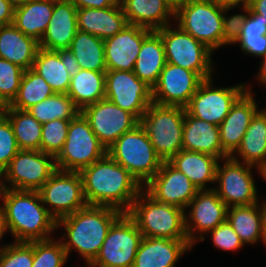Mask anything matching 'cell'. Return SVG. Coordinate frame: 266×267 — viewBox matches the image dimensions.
<instances>
[{"label":"cell","mask_w":266,"mask_h":267,"mask_svg":"<svg viewBox=\"0 0 266 267\" xmlns=\"http://www.w3.org/2000/svg\"><path fill=\"white\" fill-rule=\"evenodd\" d=\"M87 205L108 206L127 213L143 186L108 154L80 171Z\"/></svg>","instance_id":"6da1fadb"},{"label":"cell","mask_w":266,"mask_h":267,"mask_svg":"<svg viewBox=\"0 0 266 267\" xmlns=\"http://www.w3.org/2000/svg\"><path fill=\"white\" fill-rule=\"evenodd\" d=\"M0 199L14 242L50 239L57 229V220L43 205L38 191L0 188Z\"/></svg>","instance_id":"7a4b0ae2"},{"label":"cell","mask_w":266,"mask_h":267,"mask_svg":"<svg viewBox=\"0 0 266 267\" xmlns=\"http://www.w3.org/2000/svg\"><path fill=\"white\" fill-rule=\"evenodd\" d=\"M122 214L108 206L86 207L57 220V229L64 226L63 247L67 256L73 248L89 265L98 255L113 222Z\"/></svg>","instance_id":"3957f363"},{"label":"cell","mask_w":266,"mask_h":267,"mask_svg":"<svg viewBox=\"0 0 266 267\" xmlns=\"http://www.w3.org/2000/svg\"><path fill=\"white\" fill-rule=\"evenodd\" d=\"M227 11L210 0H183L174 18L183 31L215 51L231 43L232 16Z\"/></svg>","instance_id":"277c9868"},{"label":"cell","mask_w":266,"mask_h":267,"mask_svg":"<svg viewBox=\"0 0 266 267\" xmlns=\"http://www.w3.org/2000/svg\"><path fill=\"white\" fill-rule=\"evenodd\" d=\"M127 214L133 219L143 237L188 240L185 210L156 201L144 189L137 195Z\"/></svg>","instance_id":"5b68a950"},{"label":"cell","mask_w":266,"mask_h":267,"mask_svg":"<svg viewBox=\"0 0 266 267\" xmlns=\"http://www.w3.org/2000/svg\"><path fill=\"white\" fill-rule=\"evenodd\" d=\"M107 154L128 170L142 186L156 175L163 163L141 124L121 135L107 149Z\"/></svg>","instance_id":"8992f818"},{"label":"cell","mask_w":266,"mask_h":267,"mask_svg":"<svg viewBox=\"0 0 266 267\" xmlns=\"http://www.w3.org/2000/svg\"><path fill=\"white\" fill-rule=\"evenodd\" d=\"M186 109L151 103L140 120L156 153L168 161L183 149V124Z\"/></svg>","instance_id":"52a82bcc"},{"label":"cell","mask_w":266,"mask_h":267,"mask_svg":"<svg viewBox=\"0 0 266 267\" xmlns=\"http://www.w3.org/2000/svg\"><path fill=\"white\" fill-rule=\"evenodd\" d=\"M106 154L107 149L101 144L88 120L80 112L70 120L66 142L55 157V164L61 171L80 172Z\"/></svg>","instance_id":"ba28073f"},{"label":"cell","mask_w":266,"mask_h":267,"mask_svg":"<svg viewBox=\"0 0 266 267\" xmlns=\"http://www.w3.org/2000/svg\"><path fill=\"white\" fill-rule=\"evenodd\" d=\"M155 30L163 41L166 62L196 72L203 80L212 78V50L178 25Z\"/></svg>","instance_id":"9c48e42d"},{"label":"cell","mask_w":266,"mask_h":267,"mask_svg":"<svg viewBox=\"0 0 266 267\" xmlns=\"http://www.w3.org/2000/svg\"><path fill=\"white\" fill-rule=\"evenodd\" d=\"M142 239L133 219L122 213L109 228L98 255L88 267H133Z\"/></svg>","instance_id":"30bf717a"},{"label":"cell","mask_w":266,"mask_h":267,"mask_svg":"<svg viewBox=\"0 0 266 267\" xmlns=\"http://www.w3.org/2000/svg\"><path fill=\"white\" fill-rule=\"evenodd\" d=\"M56 170L53 155L41 150H19L0 175V188L38 191Z\"/></svg>","instance_id":"8fae6325"},{"label":"cell","mask_w":266,"mask_h":267,"mask_svg":"<svg viewBox=\"0 0 266 267\" xmlns=\"http://www.w3.org/2000/svg\"><path fill=\"white\" fill-rule=\"evenodd\" d=\"M38 193L43 205L50 206L48 212L56 220L87 206L80 172L57 169Z\"/></svg>","instance_id":"7c38bea8"},{"label":"cell","mask_w":266,"mask_h":267,"mask_svg":"<svg viewBox=\"0 0 266 267\" xmlns=\"http://www.w3.org/2000/svg\"><path fill=\"white\" fill-rule=\"evenodd\" d=\"M237 155L224 159L223 165L218 163L216 178L219 187L213 188L220 199L227 205L248 206L258 202L257 189L252 176L255 166L242 163Z\"/></svg>","instance_id":"4fadbf2b"},{"label":"cell","mask_w":266,"mask_h":267,"mask_svg":"<svg viewBox=\"0 0 266 267\" xmlns=\"http://www.w3.org/2000/svg\"><path fill=\"white\" fill-rule=\"evenodd\" d=\"M213 87V78L204 80L185 109L191 116L219 126L231 107L247 91V85Z\"/></svg>","instance_id":"5bb4252c"},{"label":"cell","mask_w":266,"mask_h":267,"mask_svg":"<svg viewBox=\"0 0 266 267\" xmlns=\"http://www.w3.org/2000/svg\"><path fill=\"white\" fill-rule=\"evenodd\" d=\"M105 98L139 120L153 103L152 88L141 81L133 71L107 70Z\"/></svg>","instance_id":"9a60e30c"},{"label":"cell","mask_w":266,"mask_h":267,"mask_svg":"<svg viewBox=\"0 0 266 267\" xmlns=\"http://www.w3.org/2000/svg\"><path fill=\"white\" fill-rule=\"evenodd\" d=\"M81 113L106 149L125 132L140 124V120L134 114L121 109L106 98L87 105Z\"/></svg>","instance_id":"2e32d148"},{"label":"cell","mask_w":266,"mask_h":267,"mask_svg":"<svg viewBox=\"0 0 266 267\" xmlns=\"http://www.w3.org/2000/svg\"><path fill=\"white\" fill-rule=\"evenodd\" d=\"M213 188L198 190L186 207V210L191 208L188 216L185 214V230L192 245L198 239L204 241V233L226 221L228 207ZM195 233H199L200 238Z\"/></svg>","instance_id":"e0dca14e"},{"label":"cell","mask_w":266,"mask_h":267,"mask_svg":"<svg viewBox=\"0 0 266 267\" xmlns=\"http://www.w3.org/2000/svg\"><path fill=\"white\" fill-rule=\"evenodd\" d=\"M203 81L196 72L166 63L152 88L153 103L185 108Z\"/></svg>","instance_id":"ac0fdd59"},{"label":"cell","mask_w":266,"mask_h":267,"mask_svg":"<svg viewBox=\"0 0 266 267\" xmlns=\"http://www.w3.org/2000/svg\"><path fill=\"white\" fill-rule=\"evenodd\" d=\"M143 189L156 201L185 211L199 190L185 174L174 168L168 161H163L159 171L144 185Z\"/></svg>","instance_id":"d6986e66"},{"label":"cell","mask_w":266,"mask_h":267,"mask_svg":"<svg viewBox=\"0 0 266 267\" xmlns=\"http://www.w3.org/2000/svg\"><path fill=\"white\" fill-rule=\"evenodd\" d=\"M153 30L127 24L113 37L104 40L107 70L134 71L143 40Z\"/></svg>","instance_id":"ffe728a7"},{"label":"cell","mask_w":266,"mask_h":267,"mask_svg":"<svg viewBox=\"0 0 266 267\" xmlns=\"http://www.w3.org/2000/svg\"><path fill=\"white\" fill-rule=\"evenodd\" d=\"M258 110L252 91L247 87V91L235 102L219 125L220 142L228 157L239 148L250 121Z\"/></svg>","instance_id":"44dd1931"},{"label":"cell","mask_w":266,"mask_h":267,"mask_svg":"<svg viewBox=\"0 0 266 267\" xmlns=\"http://www.w3.org/2000/svg\"><path fill=\"white\" fill-rule=\"evenodd\" d=\"M77 30V8L69 0H56L39 47L50 51L69 49Z\"/></svg>","instance_id":"7402d4cb"},{"label":"cell","mask_w":266,"mask_h":267,"mask_svg":"<svg viewBox=\"0 0 266 267\" xmlns=\"http://www.w3.org/2000/svg\"><path fill=\"white\" fill-rule=\"evenodd\" d=\"M193 245L189 240L143 237L133 267H174Z\"/></svg>","instance_id":"603a6c76"},{"label":"cell","mask_w":266,"mask_h":267,"mask_svg":"<svg viewBox=\"0 0 266 267\" xmlns=\"http://www.w3.org/2000/svg\"><path fill=\"white\" fill-rule=\"evenodd\" d=\"M183 150L211 154L220 160L228 158L220 142L219 126L191 116L185 111Z\"/></svg>","instance_id":"cb8c5ba5"},{"label":"cell","mask_w":266,"mask_h":267,"mask_svg":"<svg viewBox=\"0 0 266 267\" xmlns=\"http://www.w3.org/2000/svg\"><path fill=\"white\" fill-rule=\"evenodd\" d=\"M127 24L121 4L108 8L77 9V29L102 40L113 37Z\"/></svg>","instance_id":"d4e9b609"},{"label":"cell","mask_w":266,"mask_h":267,"mask_svg":"<svg viewBox=\"0 0 266 267\" xmlns=\"http://www.w3.org/2000/svg\"><path fill=\"white\" fill-rule=\"evenodd\" d=\"M128 24L157 30L170 25L175 7L167 0H120Z\"/></svg>","instance_id":"484cf974"},{"label":"cell","mask_w":266,"mask_h":267,"mask_svg":"<svg viewBox=\"0 0 266 267\" xmlns=\"http://www.w3.org/2000/svg\"><path fill=\"white\" fill-rule=\"evenodd\" d=\"M39 48L35 38L23 34L13 24L0 26V58L24 70L31 69Z\"/></svg>","instance_id":"4316f807"},{"label":"cell","mask_w":266,"mask_h":267,"mask_svg":"<svg viewBox=\"0 0 266 267\" xmlns=\"http://www.w3.org/2000/svg\"><path fill=\"white\" fill-rule=\"evenodd\" d=\"M219 158L202 152L180 150L168 162L177 170L185 174L199 189H208L207 183H214Z\"/></svg>","instance_id":"83f0119b"},{"label":"cell","mask_w":266,"mask_h":267,"mask_svg":"<svg viewBox=\"0 0 266 267\" xmlns=\"http://www.w3.org/2000/svg\"><path fill=\"white\" fill-rule=\"evenodd\" d=\"M257 167L260 176L266 167V113L260 109L252 117L239 148L233 155Z\"/></svg>","instance_id":"f1b7e54d"},{"label":"cell","mask_w":266,"mask_h":267,"mask_svg":"<svg viewBox=\"0 0 266 267\" xmlns=\"http://www.w3.org/2000/svg\"><path fill=\"white\" fill-rule=\"evenodd\" d=\"M166 63L163 41L153 30L143 40L133 72L141 81L153 88Z\"/></svg>","instance_id":"f546056e"},{"label":"cell","mask_w":266,"mask_h":267,"mask_svg":"<svg viewBox=\"0 0 266 267\" xmlns=\"http://www.w3.org/2000/svg\"><path fill=\"white\" fill-rule=\"evenodd\" d=\"M55 1L29 0L23 6L15 8L12 24L23 34L39 42L50 23Z\"/></svg>","instance_id":"4dcf8cb0"},{"label":"cell","mask_w":266,"mask_h":267,"mask_svg":"<svg viewBox=\"0 0 266 267\" xmlns=\"http://www.w3.org/2000/svg\"><path fill=\"white\" fill-rule=\"evenodd\" d=\"M105 72L80 69L71 77L67 95L80 110L105 98Z\"/></svg>","instance_id":"1f68e13d"},{"label":"cell","mask_w":266,"mask_h":267,"mask_svg":"<svg viewBox=\"0 0 266 267\" xmlns=\"http://www.w3.org/2000/svg\"><path fill=\"white\" fill-rule=\"evenodd\" d=\"M226 220L244 245L262 240V205L228 207Z\"/></svg>","instance_id":"d6a6232c"},{"label":"cell","mask_w":266,"mask_h":267,"mask_svg":"<svg viewBox=\"0 0 266 267\" xmlns=\"http://www.w3.org/2000/svg\"><path fill=\"white\" fill-rule=\"evenodd\" d=\"M69 50L75 56L80 69L107 71L104 40L99 37L77 30Z\"/></svg>","instance_id":"836d02e7"},{"label":"cell","mask_w":266,"mask_h":267,"mask_svg":"<svg viewBox=\"0 0 266 267\" xmlns=\"http://www.w3.org/2000/svg\"><path fill=\"white\" fill-rule=\"evenodd\" d=\"M32 69L44 78L54 93L67 94L71 76L57 51L39 48Z\"/></svg>","instance_id":"e575fe53"},{"label":"cell","mask_w":266,"mask_h":267,"mask_svg":"<svg viewBox=\"0 0 266 267\" xmlns=\"http://www.w3.org/2000/svg\"><path fill=\"white\" fill-rule=\"evenodd\" d=\"M5 116L9 119L20 150H40L42 124L27 110L10 108Z\"/></svg>","instance_id":"d590c367"},{"label":"cell","mask_w":266,"mask_h":267,"mask_svg":"<svg viewBox=\"0 0 266 267\" xmlns=\"http://www.w3.org/2000/svg\"><path fill=\"white\" fill-rule=\"evenodd\" d=\"M27 111L41 124L54 119L72 120L81 110L67 94L54 93Z\"/></svg>","instance_id":"8d00e7d4"},{"label":"cell","mask_w":266,"mask_h":267,"mask_svg":"<svg viewBox=\"0 0 266 267\" xmlns=\"http://www.w3.org/2000/svg\"><path fill=\"white\" fill-rule=\"evenodd\" d=\"M50 85L32 68L24 71L16 98L10 108L27 110L31 106L52 96Z\"/></svg>","instance_id":"74e56055"},{"label":"cell","mask_w":266,"mask_h":267,"mask_svg":"<svg viewBox=\"0 0 266 267\" xmlns=\"http://www.w3.org/2000/svg\"><path fill=\"white\" fill-rule=\"evenodd\" d=\"M68 259L61 239L52 237L46 240L33 241L32 267H63Z\"/></svg>","instance_id":"f35d334b"},{"label":"cell","mask_w":266,"mask_h":267,"mask_svg":"<svg viewBox=\"0 0 266 267\" xmlns=\"http://www.w3.org/2000/svg\"><path fill=\"white\" fill-rule=\"evenodd\" d=\"M243 11L246 15H231V39L259 38L266 35V23L262 15L253 13L247 6L243 8Z\"/></svg>","instance_id":"ab89813d"},{"label":"cell","mask_w":266,"mask_h":267,"mask_svg":"<svg viewBox=\"0 0 266 267\" xmlns=\"http://www.w3.org/2000/svg\"><path fill=\"white\" fill-rule=\"evenodd\" d=\"M70 120L54 119L42 124L40 150L56 157L67 139Z\"/></svg>","instance_id":"60d3db41"},{"label":"cell","mask_w":266,"mask_h":267,"mask_svg":"<svg viewBox=\"0 0 266 267\" xmlns=\"http://www.w3.org/2000/svg\"><path fill=\"white\" fill-rule=\"evenodd\" d=\"M33 241L14 242L0 247V267H32Z\"/></svg>","instance_id":"b9f144b4"},{"label":"cell","mask_w":266,"mask_h":267,"mask_svg":"<svg viewBox=\"0 0 266 267\" xmlns=\"http://www.w3.org/2000/svg\"><path fill=\"white\" fill-rule=\"evenodd\" d=\"M24 71L19 65L0 58V93L10 104L18 94Z\"/></svg>","instance_id":"7bdbcfd3"},{"label":"cell","mask_w":266,"mask_h":267,"mask_svg":"<svg viewBox=\"0 0 266 267\" xmlns=\"http://www.w3.org/2000/svg\"><path fill=\"white\" fill-rule=\"evenodd\" d=\"M19 150L9 119L6 116H0V175Z\"/></svg>","instance_id":"ee69618b"},{"label":"cell","mask_w":266,"mask_h":267,"mask_svg":"<svg viewBox=\"0 0 266 267\" xmlns=\"http://www.w3.org/2000/svg\"><path fill=\"white\" fill-rule=\"evenodd\" d=\"M208 233H211L214 246L220 250L235 251L244 245L227 220Z\"/></svg>","instance_id":"f6af8a7d"},{"label":"cell","mask_w":266,"mask_h":267,"mask_svg":"<svg viewBox=\"0 0 266 267\" xmlns=\"http://www.w3.org/2000/svg\"><path fill=\"white\" fill-rule=\"evenodd\" d=\"M240 44L245 54L263 57L266 54V35L259 38L231 39L230 44Z\"/></svg>","instance_id":"bcb514c9"},{"label":"cell","mask_w":266,"mask_h":267,"mask_svg":"<svg viewBox=\"0 0 266 267\" xmlns=\"http://www.w3.org/2000/svg\"><path fill=\"white\" fill-rule=\"evenodd\" d=\"M77 9L80 8H108L118 6L120 0H69Z\"/></svg>","instance_id":"7dc6e473"},{"label":"cell","mask_w":266,"mask_h":267,"mask_svg":"<svg viewBox=\"0 0 266 267\" xmlns=\"http://www.w3.org/2000/svg\"><path fill=\"white\" fill-rule=\"evenodd\" d=\"M57 52L59 53L69 75L71 77L74 76L80 70L79 63L77 62L75 56L69 49L57 50Z\"/></svg>","instance_id":"c3c4849f"},{"label":"cell","mask_w":266,"mask_h":267,"mask_svg":"<svg viewBox=\"0 0 266 267\" xmlns=\"http://www.w3.org/2000/svg\"><path fill=\"white\" fill-rule=\"evenodd\" d=\"M15 8L7 1L0 0V26L13 23Z\"/></svg>","instance_id":"681fc988"},{"label":"cell","mask_w":266,"mask_h":267,"mask_svg":"<svg viewBox=\"0 0 266 267\" xmlns=\"http://www.w3.org/2000/svg\"><path fill=\"white\" fill-rule=\"evenodd\" d=\"M253 13L262 15L266 23V0H248L246 5Z\"/></svg>","instance_id":"f907efd6"},{"label":"cell","mask_w":266,"mask_h":267,"mask_svg":"<svg viewBox=\"0 0 266 267\" xmlns=\"http://www.w3.org/2000/svg\"><path fill=\"white\" fill-rule=\"evenodd\" d=\"M210 1H212L216 5L225 7L229 10L241 4H242L241 7L243 9L247 5L246 0H210Z\"/></svg>","instance_id":"816d5d0a"},{"label":"cell","mask_w":266,"mask_h":267,"mask_svg":"<svg viewBox=\"0 0 266 267\" xmlns=\"http://www.w3.org/2000/svg\"><path fill=\"white\" fill-rule=\"evenodd\" d=\"M262 58L263 60L260 62L261 66L259 68L260 70L258 71L257 78L260 82L266 85V54Z\"/></svg>","instance_id":"f5cc1de1"},{"label":"cell","mask_w":266,"mask_h":267,"mask_svg":"<svg viewBox=\"0 0 266 267\" xmlns=\"http://www.w3.org/2000/svg\"><path fill=\"white\" fill-rule=\"evenodd\" d=\"M8 231L7 225H6V219L3 207L0 206V240L3 239L4 234Z\"/></svg>","instance_id":"db71d44e"},{"label":"cell","mask_w":266,"mask_h":267,"mask_svg":"<svg viewBox=\"0 0 266 267\" xmlns=\"http://www.w3.org/2000/svg\"><path fill=\"white\" fill-rule=\"evenodd\" d=\"M262 241L266 245V201L262 203Z\"/></svg>","instance_id":"11a10c76"},{"label":"cell","mask_w":266,"mask_h":267,"mask_svg":"<svg viewBox=\"0 0 266 267\" xmlns=\"http://www.w3.org/2000/svg\"><path fill=\"white\" fill-rule=\"evenodd\" d=\"M10 107H11V104L0 93V116H5V114L8 112Z\"/></svg>","instance_id":"9f6ffc18"},{"label":"cell","mask_w":266,"mask_h":267,"mask_svg":"<svg viewBox=\"0 0 266 267\" xmlns=\"http://www.w3.org/2000/svg\"><path fill=\"white\" fill-rule=\"evenodd\" d=\"M14 8L23 6L29 0H7Z\"/></svg>","instance_id":"6f0895ef"},{"label":"cell","mask_w":266,"mask_h":267,"mask_svg":"<svg viewBox=\"0 0 266 267\" xmlns=\"http://www.w3.org/2000/svg\"><path fill=\"white\" fill-rule=\"evenodd\" d=\"M167 1H169L176 8L183 0H167Z\"/></svg>","instance_id":"680465c9"},{"label":"cell","mask_w":266,"mask_h":267,"mask_svg":"<svg viewBox=\"0 0 266 267\" xmlns=\"http://www.w3.org/2000/svg\"><path fill=\"white\" fill-rule=\"evenodd\" d=\"M262 178L266 181V167L262 170Z\"/></svg>","instance_id":"91938a15"}]
</instances>
